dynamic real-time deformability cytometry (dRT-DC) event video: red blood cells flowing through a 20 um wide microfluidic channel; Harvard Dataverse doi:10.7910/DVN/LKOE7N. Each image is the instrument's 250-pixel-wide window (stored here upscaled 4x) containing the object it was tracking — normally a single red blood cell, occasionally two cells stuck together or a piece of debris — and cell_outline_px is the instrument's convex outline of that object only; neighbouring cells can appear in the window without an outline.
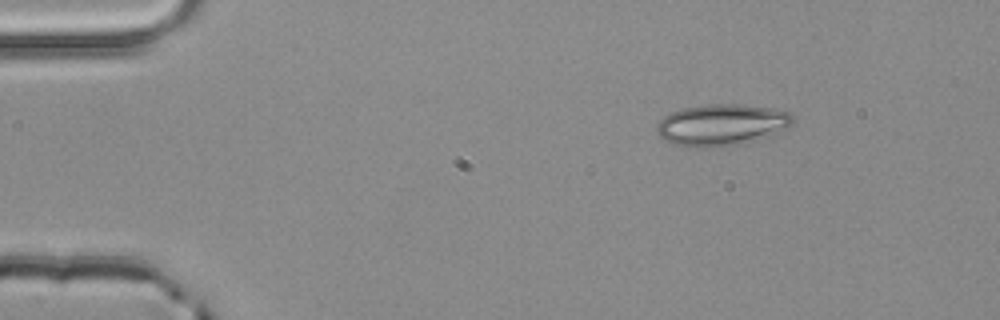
{"species": "common noctule bat (a hibernating species)", "species_latin": "Nyctalus noctula", "temperature_condition": "room temperature", "stored_images_in_passage": 3, "camera_frame_rate_fps": 3000, "um_per_image_px": 0.085, "animal": {"sex": "male", "body_mass_g": 20.4}, "frame": {"image": 1, "passage_image": 1, "time_ms": 0.0, "image_size_px": [1000, 320], "cell_outline_px": [[792, 124], [788, 128], [756, 140], [736, 144], [676, 144], [660, 136], [656, 128], [656, 124], [664, 116], [672, 112], [684, 108], [708, 104], [740, 104], [776, 108], [788, 112], [792, 116]], "centroid_in_image_um": [61.4, 10.54], "position_along_channel_um": 23.6, "area_um2": 31.67}}